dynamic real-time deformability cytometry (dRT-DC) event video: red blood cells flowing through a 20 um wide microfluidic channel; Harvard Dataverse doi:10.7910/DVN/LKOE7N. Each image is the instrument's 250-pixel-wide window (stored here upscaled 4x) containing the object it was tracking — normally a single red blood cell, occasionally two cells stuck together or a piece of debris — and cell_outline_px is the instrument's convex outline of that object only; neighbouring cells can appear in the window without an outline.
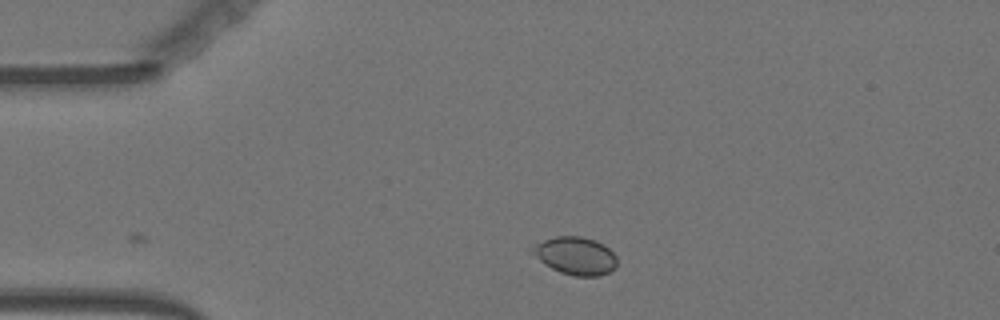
{"species": "Egyptian fruit bat (a non-hibernating species)", "species_latin": "Rousettus aegyptiacus", "temperature_condition": "warm", "stored_images_in_passage": 4, "camera_frame_rate_fps": 3000, "um_per_image_px": 0.085, "animal": {"sex": "female"}, "frame": {"image": 1, "passage_image": 1, "time_ms": 0.0, "image_size_px": [1000, 320], "cell_outline_px": [[616, 268], [600, 276], [576, 276], [560, 272], [544, 264], [528, 252], [536, 244], [544, 240], [556, 236], [580, 236], [596, 240], [604, 244], [616, 256]], "centroid_in_image_um": [48.9, 21.74], "position_along_channel_um": 36.1, "area_um2": 18.73}}